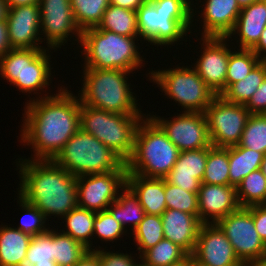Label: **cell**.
Returning <instances> with one entry per match:
<instances>
[{"label":"cell","instance_id":"cell-41","mask_svg":"<svg viewBox=\"0 0 266 266\" xmlns=\"http://www.w3.org/2000/svg\"><path fill=\"white\" fill-rule=\"evenodd\" d=\"M18 200V203L20 204L22 210H24L25 215L23 216L21 224L17 229L30 236L45 233L48 228L45 225L47 220L44 215L35 206L29 204L20 196Z\"/></svg>","mask_w":266,"mask_h":266},{"label":"cell","instance_id":"cell-11","mask_svg":"<svg viewBox=\"0 0 266 266\" xmlns=\"http://www.w3.org/2000/svg\"><path fill=\"white\" fill-rule=\"evenodd\" d=\"M211 145L231 147L239 144L251 115L245 105L227 102L217 95L205 111Z\"/></svg>","mask_w":266,"mask_h":266},{"label":"cell","instance_id":"cell-25","mask_svg":"<svg viewBox=\"0 0 266 266\" xmlns=\"http://www.w3.org/2000/svg\"><path fill=\"white\" fill-rule=\"evenodd\" d=\"M31 238L17 228L0 226V266H24Z\"/></svg>","mask_w":266,"mask_h":266},{"label":"cell","instance_id":"cell-6","mask_svg":"<svg viewBox=\"0 0 266 266\" xmlns=\"http://www.w3.org/2000/svg\"><path fill=\"white\" fill-rule=\"evenodd\" d=\"M98 27L82 32L80 45L85 57L84 68L118 69L133 72L143 66L135 40ZM141 65V66H140Z\"/></svg>","mask_w":266,"mask_h":266},{"label":"cell","instance_id":"cell-39","mask_svg":"<svg viewBox=\"0 0 266 266\" xmlns=\"http://www.w3.org/2000/svg\"><path fill=\"white\" fill-rule=\"evenodd\" d=\"M238 145L266 155V114L249 116Z\"/></svg>","mask_w":266,"mask_h":266},{"label":"cell","instance_id":"cell-23","mask_svg":"<svg viewBox=\"0 0 266 266\" xmlns=\"http://www.w3.org/2000/svg\"><path fill=\"white\" fill-rule=\"evenodd\" d=\"M266 27V0H260L241 8L235 26L227 36L239 35L240 49H252L260 40Z\"/></svg>","mask_w":266,"mask_h":266},{"label":"cell","instance_id":"cell-15","mask_svg":"<svg viewBox=\"0 0 266 266\" xmlns=\"http://www.w3.org/2000/svg\"><path fill=\"white\" fill-rule=\"evenodd\" d=\"M40 35L45 36L50 49L61 48L69 35L76 34L80 43L81 30L76 25L70 0H40ZM64 43V44H63Z\"/></svg>","mask_w":266,"mask_h":266},{"label":"cell","instance_id":"cell-19","mask_svg":"<svg viewBox=\"0 0 266 266\" xmlns=\"http://www.w3.org/2000/svg\"><path fill=\"white\" fill-rule=\"evenodd\" d=\"M198 206L199 220L202 223H217L240 207L236 187L201 183Z\"/></svg>","mask_w":266,"mask_h":266},{"label":"cell","instance_id":"cell-36","mask_svg":"<svg viewBox=\"0 0 266 266\" xmlns=\"http://www.w3.org/2000/svg\"><path fill=\"white\" fill-rule=\"evenodd\" d=\"M88 251L69 235L54 230V261L57 266H74Z\"/></svg>","mask_w":266,"mask_h":266},{"label":"cell","instance_id":"cell-31","mask_svg":"<svg viewBox=\"0 0 266 266\" xmlns=\"http://www.w3.org/2000/svg\"><path fill=\"white\" fill-rule=\"evenodd\" d=\"M240 207L266 204V177L260 169L242 179L236 187Z\"/></svg>","mask_w":266,"mask_h":266},{"label":"cell","instance_id":"cell-13","mask_svg":"<svg viewBox=\"0 0 266 266\" xmlns=\"http://www.w3.org/2000/svg\"><path fill=\"white\" fill-rule=\"evenodd\" d=\"M126 175L127 170H115L77 177V206L95 213L106 210L126 186Z\"/></svg>","mask_w":266,"mask_h":266},{"label":"cell","instance_id":"cell-14","mask_svg":"<svg viewBox=\"0 0 266 266\" xmlns=\"http://www.w3.org/2000/svg\"><path fill=\"white\" fill-rule=\"evenodd\" d=\"M149 116L161 127L180 152L211 146L205 113L183 111L171 118L172 120L150 114Z\"/></svg>","mask_w":266,"mask_h":266},{"label":"cell","instance_id":"cell-22","mask_svg":"<svg viewBox=\"0 0 266 266\" xmlns=\"http://www.w3.org/2000/svg\"><path fill=\"white\" fill-rule=\"evenodd\" d=\"M201 14L202 37H227L235 26L241 8L236 0H207Z\"/></svg>","mask_w":266,"mask_h":266},{"label":"cell","instance_id":"cell-1","mask_svg":"<svg viewBox=\"0 0 266 266\" xmlns=\"http://www.w3.org/2000/svg\"><path fill=\"white\" fill-rule=\"evenodd\" d=\"M67 88L57 94L32 99L25 105L21 140L34 149L33 160H53L80 129L78 97Z\"/></svg>","mask_w":266,"mask_h":266},{"label":"cell","instance_id":"cell-29","mask_svg":"<svg viewBox=\"0 0 266 266\" xmlns=\"http://www.w3.org/2000/svg\"><path fill=\"white\" fill-rule=\"evenodd\" d=\"M97 27L127 37L139 36L136 11L111 4L105 10L102 21Z\"/></svg>","mask_w":266,"mask_h":266},{"label":"cell","instance_id":"cell-12","mask_svg":"<svg viewBox=\"0 0 266 266\" xmlns=\"http://www.w3.org/2000/svg\"><path fill=\"white\" fill-rule=\"evenodd\" d=\"M217 224L226 234L237 258L244 266L266 256V244L256 231L252 206L239 207L221 218Z\"/></svg>","mask_w":266,"mask_h":266},{"label":"cell","instance_id":"cell-56","mask_svg":"<svg viewBox=\"0 0 266 266\" xmlns=\"http://www.w3.org/2000/svg\"><path fill=\"white\" fill-rule=\"evenodd\" d=\"M33 266H57L55 262H50V264H35Z\"/></svg>","mask_w":266,"mask_h":266},{"label":"cell","instance_id":"cell-38","mask_svg":"<svg viewBox=\"0 0 266 266\" xmlns=\"http://www.w3.org/2000/svg\"><path fill=\"white\" fill-rule=\"evenodd\" d=\"M54 261V230L50 228L42 234L32 236L24 266L50 264Z\"/></svg>","mask_w":266,"mask_h":266},{"label":"cell","instance_id":"cell-51","mask_svg":"<svg viewBox=\"0 0 266 266\" xmlns=\"http://www.w3.org/2000/svg\"><path fill=\"white\" fill-rule=\"evenodd\" d=\"M195 260L192 254H188L185 258L180 260L179 262L173 263L169 266H195Z\"/></svg>","mask_w":266,"mask_h":266},{"label":"cell","instance_id":"cell-47","mask_svg":"<svg viewBox=\"0 0 266 266\" xmlns=\"http://www.w3.org/2000/svg\"><path fill=\"white\" fill-rule=\"evenodd\" d=\"M146 0H109V4L137 11Z\"/></svg>","mask_w":266,"mask_h":266},{"label":"cell","instance_id":"cell-52","mask_svg":"<svg viewBox=\"0 0 266 266\" xmlns=\"http://www.w3.org/2000/svg\"><path fill=\"white\" fill-rule=\"evenodd\" d=\"M8 6L6 0H0V21L6 20L8 14Z\"/></svg>","mask_w":266,"mask_h":266},{"label":"cell","instance_id":"cell-32","mask_svg":"<svg viewBox=\"0 0 266 266\" xmlns=\"http://www.w3.org/2000/svg\"><path fill=\"white\" fill-rule=\"evenodd\" d=\"M201 183L229 185V147H208V158Z\"/></svg>","mask_w":266,"mask_h":266},{"label":"cell","instance_id":"cell-53","mask_svg":"<svg viewBox=\"0 0 266 266\" xmlns=\"http://www.w3.org/2000/svg\"><path fill=\"white\" fill-rule=\"evenodd\" d=\"M246 266H266V256L249 262Z\"/></svg>","mask_w":266,"mask_h":266},{"label":"cell","instance_id":"cell-3","mask_svg":"<svg viewBox=\"0 0 266 266\" xmlns=\"http://www.w3.org/2000/svg\"><path fill=\"white\" fill-rule=\"evenodd\" d=\"M190 5V0H146L136 11L139 37L157 46L182 41L194 21Z\"/></svg>","mask_w":266,"mask_h":266},{"label":"cell","instance_id":"cell-4","mask_svg":"<svg viewBox=\"0 0 266 266\" xmlns=\"http://www.w3.org/2000/svg\"><path fill=\"white\" fill-rule=\"evenodd\" d=\"M179 152L161 127L147 115L138 125L132 156L125 162L127 173L165 179Z\"/></svg>","mask_w":266,"mask_h":266},{"label":"cell","instance_id":"cell-35","mask_svg":"<svg viewBox=\"0 0 266 266\" xmlns=\"http://www.w3.org/2000/svg\"><path fill=\"white\" fill-rule=\"evenodd\" d=\"M188 253L179 245L162 239L156 246L145 251L140 257L147 266H169L185 258Z\"/></svg>","mask_w":266,"mask_h":266},{"label":"cell","instance_id":"cell-24","mask_svg":"<svg viewBox=\"0 0 266 266\" xmlns=\"http://www.w3.org/2000/svg\"><path fill=\"white\" fill-rule=\"evenodd\" d=\"M126 185L138 197L145 214L161 216L167 209L164 179L147 178L137 174L127 173Z\"/></svg>","mask_w":266,"mask_h":266},{"label":"cell","instance_id":"cell-34","mask_svg":"<svg viewBox=\"0 0 266 266\" xmlns=\"http://www.w3.org/2000/svg\"><path fill=\"white\" fill-rule=\"evenodd\" d=\"M132 233L138 246L139 256H141L164 239L161 216L145 214L143 220Z\"/></svg>","mask_w":266,"mask_h":266},{"label":"cell","instance_id":"cell-40","mask_svg":"<svg viewBox=\"0 0 266 266\" xmlns=\"http://www.w3.org/2000/svg\"><path fill=\"white\" fill-rule=\"evenodd\" d=\"M164 192L167 209L183 211L199 216L198 194L186 191L164 179Z\"/></svg>","mask_w":266,"mask_h":266},{"label":"cell","instance_id":"cell-2","mask_svg":"<svg viewBox=\"0 0 266 266\" xmlns=\"http://www.w3.org/2000/svg\"><path fill=\"white\" fill-rule=\"evenodd\" d=\"M21 159L17 163L21 178L18 196L35 206L46 219L49 215L62 219L77 206L76 176L53 160Z\"/></svg>","mask_w":266,"mask_h":266},{"label":"cell","instance_id":"cell-45","mask_svg":"<svg viewBox=\"0 0 266 266\" xmlns=\"http://www.w3.org/2000/svg\"><path fill=\"white\" fill-rule=\"evenodd\" d=\"M252 216L256 231L266 244V204L252 205Z\"/></svg>","mask_w":266,"mask_h":266},{"label":"cell","instance_id":"cell-44","mask_svg":"<svg viewBox=\"0 0 266 266\" xmlns=\"http://www.w3.org/2000/svg\"><path fill=\"white\" fill-rule=\"evenodd\" d=\"M245 106L250 114H266V77Z\"/></svg>","mask_w":266,"mask_h":266},{"label":"cell","instance_id":"cell-57","mask_svg":"<svg viewBox=\"0 0 266 266\" xmlns=\"http://www.w3.org/2000/svg\"><path fill=\"white\" fill-rule=\"evenodd\" d=\"M142 263V264H141ZM139 262V264H137L136 266H147V265H145L143 262Z\"/></svg>","mask_w":266,"mask_h":266},{"label":"cell","instance_id":"cell-18","mask_svg":"<svg viewBox=\"0 0 266 266\" xmlns=\"http://www.w3.org/2000/svg\"><path fill=\"white\" fill-rule=\"evenodd\" d=\"M7 30L12 49H45L39 46L41 17L39 4L9 8ZM42 47V48H41Z\"/></svg>","mask_w":266,"mask_h":266},{"label":"cell","instance_id":"cell-21","mask_svg":"<svg viewBox=\"0 0 266 266\" xmlns=\"http://www.w3.org/2000/svg\"><path fill=\"white\" fill-rule=\"evenodd\" d=\"M161 218L164 239L170 240L188 254H192L202 225L199 216L175 209H166Z\"/></svg>","mask_w":266,"mask_h":266},{"label":"cell","instance_id":"cell-17","mask_svg":"<svg viewBox=\"0 0 266 266\" xmlns=\"http://www.w3.org/2000/svg\"><path fill=\"white\" fill-rule=\"evenodd\" d=\"M204 49L193 67L205 84L222 95L226 91V74L231 49L227 37H202ZM203 53V54H202Z\"/></svg>","mask_w":266,"mask_h":266},{"label":"cell","instance_id":"cell-16","mask_svg":"<svg viewBox=\"0 0 266 266\" xmlns=\"http://www.w3.org/2000/svg\"><path fill=\"white\" fill-rule=\"evenodd\" d=\"M192 255L198 266H244L217 223H202Z\"/></svg>","mask_w":266,"mask_h":266},{"label":"cell","instance_id":"cell-20","mask_svg":"<svg viewBox=\"0 0 266 266\" xmlns=\"http://www.w3.org/2000/svg\"><path fill=\"white\" fill-rule=\"evenodd\" d=\"M207 158L208 147L179 152L173 169L165 179L175 186L198 194Z\"/></svg>","mask_w":266,"mask_h":266},{"label":"cell","instance_id":"cell-48","mask_svg":"<svg viewBox=\"0 0 266 266\" xmlns=\"http://www.w3.org/2000/svg\"><path fill=\"white\" fill-rule=\"evenodd\" d=\"M74 266H100L98 254L88 251Z\"/></svg>","mask_w":266,"mask_h":266},{"label":"cell","instance_id":"cell-55","mask_svg":"<svg viewBox=\"0 0 266 266\" xmlns=\"http://www.w3.org/2000/svg\"><path fill=\"white\" fill-rule=\"evenodd\" d=\"M260 170L262 171L263 175L266 177V155H264Z\"/></svg>","mask_w":266,"mask_h":266},{"label":"cell","instance_id":"cell-10","mask_svg":"<svg viewBox=\"0 0 266 266\" xmlns=\"http://www.w3.org/2000/svg\"><path fill=\"white\" fill-rule=\"evenodd\" d=\"M149 74L150 80L158 84L165 96L179 103L185 112L205 113L217 96L193 67L191 69L178 66L167 70H152Z\"/></svg>","mask_w":266,"mask_h":266},{"label":"cell","instance_id":"cell-33","mask_svg":"<svg viewBox=\"0 0 266 266\" xmlns=\"http://www.w3.org/2000/svg\"><path fill=\"white\" fill-rule=\"evenodd\" d=\"M70 2L76 25L81 32L97 27L109 6V0H70Z\"/></svg>","mask_w":266,"mask_h":266},{"label":"cell","instance_id":"cell-37","mask_svg":"<svg viewBox=\"0 0 266 266\" xmlns=\"http://www.w3.org/2000/svg\"><path fill=\"white\" fill-rule=\"evenodd\" d=\"M261 59L251 49H239L230 52L227 74L226 90L233 84L244 79Z\"/></svg>","mask_w":266,"mask_h":266},{"label":"cell","instance_id":"cell-30","mask_svg":"<svg viewBox=\"0 0 266 266\" xmlns=\"http://www.w3.org/2000/svg\"><path fill=\"white\" fill-rule=\"evenodd\" d=\"M266 77V61L261 60L242 80L233 83L221 96L230 103L246 105Z\"/></svg>","mask_w":266,"mask_h":266},{"label":"cell","instance_id":"cell-50","mask_svg":"<svg viewBox=\"0 0 266 266\" xmlns=\"http://www.w3.org/2000/svg\"><path fill=\"white\" fill-rule=\"evenodd\" d=\"M40 0H6L8 8H15L24 5L39 4Z\"/></svg>","mask_w":266,"mask_h":266},{"label":"cell","instance_id":"cell-43","mask_svg":"<svg viewBox=\"0 0 266 266\" xmlns=\"http://www.w3.org/2000/svg\"><path fill=\"white\" fill-rule=\"evenodd\" d=\"M94 251L98 254L100 266H136L138 264L131 254L107 252L96 248Z\"/></svg>","mask_w":266,"mask_h":266},{"label":"cell","instance_id":"cell-42","mask_svg":"<svg viewBox=\"0 0 266 266\" xmlns=\"http://www.w3.org/2000/svg\"><path fill=\"white\" fill-rule=\"evenodd\" d=\"M126 230V231H125ZM116 221L112 215L107 211L97 212L94 219V232L102 241L118 240V237L125 234L127 229Z\"/></svg>","mask_w":266,"mask_h":266},{"label":"cell","instance_id":"cell-27","mask_svg":"<svg viewBox=\"0 0 266 266\" xmlns=\"http://www.w3.org/2000/svg\"><path fill=\"white\" fill-rule=\"evenodd\" d=\"M121 191L124 192L119 193L117 199L106 210L124 229L125 225L129 224L132 226L131 230L134 231L143 220L145 211L139 203L138 197L127 185Z\"/></svg>","mask_w":266,"mask_h":266},{"label":"cell","instance_id":"cell-8","mask_svg":"<svg viewBox=\"0 0 266 266\" xmlns=\"http://www.w3.org/2000/svg\"><path fill=\"white\" fill-rule=\"evenodd\" d=\"M144 116L117 114L81 104L80 129L93 135L126 162L132 156L136 131Z\"/></svg>","mask_w":266,"mask_h":266},{"label":"cell","instance_id":"cell-54","mask_svg":"<svg viewBox=\"0 0 266 266\" xmlns=\"http://www.w3.org/2000/svg\"><path fill=\"white\" fill-rule=\"evenodd\" d=\"M237 4L239 5L240 8H243L245 6H249L250 4L260 1V0H236Z\"/></svg>","mask_w":266,"mask_h":266},{"label":"cell","instance_id":"cell-26","mask_svg":"<svg viewBox=\"0 0 266 266\" xmlns=\"http://www.w3.org/2000/svg\"><path fill=\"white\" fill-rule=\"evenodd\" d=\"M264 154L239 145L229 147V185L237 187L243 178L260 169Z\"/></svg>","mask_w":266,"mask_h":266},{"label":"cell","instance_id":"cell-7","mask_svg":"<svg viewBox=\"0 0 266 266\" xmlns=\"http://www.w3.org/2000/svg\"><path fill=\"white\" fill-rule=\"evenodd\" d=\"M53 161L76 177L127 170L115 152L82 129L67 141Z\"/></svg>","mask_w":266,"mask_h":266},{"label":"cell","instance_id":"cell-46","mask_svg":"<svg viewBox=\"0 0 266 266\" xmlns=\"http://www.w3.org/2000/svg\"><path fill=\"white\" fill-rule=\"evenodd\" d=\"M11 49L7 30V21L2 20L0 21V58H2Z\"/></svg>","mask_w":266,"mask_h":266},{"label":"cell","instance_id":"cell-28","mask_svg":"<svg viewBox=\"0 0 266 266\" xmlns=\"http://www.w3.org/2000/svg\"><path fill=\"white\" fill-rule=\"evenodd\" d=\"M96 213L93 211H89L85 208L76 206L72 209L66 216H64V220L66 222V230H62V233L69 235L71 238L75 239L89 251H93L92 241H90V237H93L94 234V219Z\"/></svg>","mask_w":266,"mask_h":266},{"label":"cell","instance_id":"cell-5","mask_svg":"<svg viewBox=\"0 0 266 266\" xmlns=\"http://www.w3.org/2000/svg\"><path fill=\"white\" fill-rule=\"evenodd\" d=\"M127 72L118 69L84 68L82 105L117 114H142L129 87Z\"/></svg>","mask_w":266,"mask_h":266},{"label":"cell","instance_id":"cell-49","mask_svg":"<svg viewBox=\"0 0 266 266\" xmlns=\"http://www.w3.org/2000/svg\"><path fill=\"white\" fill-rule=\"evenodd\" d=\"M261 60L266 61V27L263 30L260 40L251 49ZM263 53V54H262ZM265 53V54H264ZM262 54V55H261ZM263 56V57H261Z\"/></svg>","mask_w":266,"mask_h":266},{"label":"cell","instance_id":"cell-9","mask_svg":"<svg viewBox=\"0 0 266 266\" xmlns=\"http://www.w3.org/2000/svg\"><path fill=\"white\" fill-rule=\"evenodd\" d=\"M46 49H11L0 58V75L23 93L39 94L50 85V55ZM50 80V81H49Z\"/></svg>","mask_w":266,"mask_h":266}]
</instances>
